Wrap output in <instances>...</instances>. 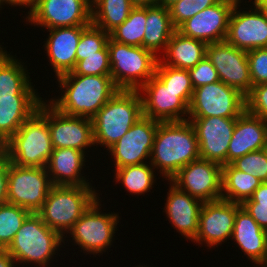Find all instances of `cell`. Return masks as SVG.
Segmentation results:
<instances>
[{"label": "cell", "mask_w": 267, "mask_h": 267, "mask_svg": "<svg viewBox=\"0 0 267 267\" xmlns=\"http://www.w3.org/2000/svg\"><path fill=\"white\" fill-rule=\"evenodd\" d=\"M56 80L61 92L48 101L60 112L71 116L91 119L119 90L110 75L87 76L69 72Z\"/></svg>", "instance_id": "1"}, {"label": "cell", "mask_w": 267, "mask_h": 267, "mask_svg": "<svg viewBox=\"0 0 267 267\" xmlns=\"http://www.w3.org/2000/svg\"><path fill=\"white\" fill-rule=\"evenodd\" d=\"M200 158L196 131L189 120L159 122L150 155V164L162 181ZM165 179V180H164Z\"/></svg>", "instance_id": "2"}, {"label": "cell", "mask_w": 267, "mask_h": 267, "mask_svg": "<svg viewBox=\"0 0 267 267\" xmlns=\"http://www.w3.org/2000/svg\"><path fill=\"white\" fill-rule=\"evenodd\" d=\"M63 239L37 213H31L6 250L14 258L17 267H50V263L62 251Z\"/></svg>", "instance_id": "3"}, {"label": "cell", "mask_w": 267, "mask_h": 267, "mask_svg": "<svg viewBox=\"0 0 267 267\" xmlns=\"http://www.w3.org/2000/svg\"><path fill=\"white\" fill-rule=\"evenodd\" d=\"M142 116L138 90H118L91 118L95 146L108 150Z\"/></svg>", "instance_id": "4"}, {"label": "cell", "mask_w": 267, "mask_h": 267, "mask_svg": "<svg viewBox=\"0 0 267 267\" xmlns=\"http://www.w3.org/2000/svg\"><path fill=\"white\" fill-rule=\"evenodd\" d=\"M95 186L53 185L37 214L46 225L64 237L100 197L101 192Z\"/></svg>", "instance_id": "5"}, {"label": "cell", "mask_w": 267, "mask_h": 267, "mask_svg": "<svg viewBox=\"0 0 267 267\" xmlns=\"http://www.w3.org/2000/svg\"><path fill=\"white\" fill-rule=\"evenodd\" d=\"M101 197H99L85 213L74 223L73 227L63 237V248L69 242L78 246V251L86 255L101 256L112 247L115 233L118 230L120 216L118 212H103ZM67 238V239H66ZM69 238V239H68ZM71 238V239H70ZM69 240V242H68ZM66 241V244H65ZM74 244V245H73Z\"/></svg>", "instance_id": "6"}, {"label": "cell", "mask_w": 267, "mask_h": 267, "mask_svg": "<svg viewBox=\"0 0 267 267\" xmlns=\"http://www.w3.org/2000/svg\"><path fill=\"white\" fill-rule=\"evenodd\" d=\"M0 151L15 165L46 167L53 152L47 119L37 110Z\"/></svg>", "instance_id": "7"}, {"label": "cell", "mask_w": 267, "mask_h": 267, "mask_svg": "<svg viewBox=\"0 0 267 267\" xmlns=\"http://www.w3.org/2000/svg\"><path fill=\"white\" fill-rule=\"evenodd\" d=\"M110 76L119 90H139L151 77L159 57L142 46L121 44L109 38Z\"/></svg>", "instance_id": "8"}, {"label": "cell", "mask_w": 267, "mask_h": 267, "mask_svg": "<svg viewBox=\"0 0 267 267\" xmlns=\"http://www.w3.org/2000/svg\"><path fill=\"white\" fill-rule=\"evenodd\" d=\"M52 186L46 167H23L8 160L7 203L37 213Z\"/></svg>", "instance_id": "9"}, {"label": "cell", "mask_w": 267, "mask_h": 267, "mask_svg": "<svg viewBox=\"0 0 267 267\" xmlns=\"http://www.w3.org/2000/svg\"><path fill=\"white\" fill-rule=\"evenodd\" d=\"M38 111L48 121L53 148H73L83 151L87 156L91 152L88 151L91 147L96 150L90 118L64 114L46 98Z\"/></svg>", "instance_id": "10"}, {"label": "cell", "mask_w": 267, "mask_h": 267, "mask_svg": "<svg viewBox=\"0 0 267 267\" xmlns=\"http://www.w3.org/2000/svg\"><path fill=\"white\" fill-rule=\"evenodd\" d=\"M245 110V95L218 81L194 89L188 117L237 118Z\"/></svg>", "instance_id": "11"}, {"label": "cell", "mask_w": 267, "mask_h": 267, "mask_svg": "<svg viewBox=\"0 0 267 267\" xmlns=\"http://www.w3.org/2000/svg\"><path fill=\"white\" fill-rule=\"evenodd\" d=\"M91 14L92 5L87 0H37L33 11L23 18L26 25L42 27L45 32L57 27L88 26Z\"/></svg>", "instance_id": "12"}, {"label": "cell", "mask_w": 267, "mask_h": 267, "mask_svg": "<svg viewBox=\"0 0 267 267\" xmlns=\"http://www.w3.org/2000/svg\"><path fill=\"white\" fill-rule=\"evenodd\" d=\"M159 121L140 117L132 127L107 151L111 155L114 169L128 165L150 162L155 133Z\"/></svg>", "instance_id": "13"}, {"label": "cell", "mask_w": 267, "mask_h": 267, "mask_svg": "<svg viewBox=\"0 0 267 267\" xmlns=\"http://www.w3.org/2000/svg\"><path fill=\"white\" fill-rule=\"evenodd\" d=\"M170 181L202 202L221 199L222 165L198 158L180 169Z\"/></svg>", "instance_id": "14"}, {"label": "cell", "mask_w": 267, "mask_h": 267, "mask_svg": "<svg viewBox=\"0 0 267 267\" xmlns=\"http://www.w3.org/2000/svg\"><path fill=\"white\" fill-rule=\"evenodd\" d=\"M241 204L219 199L203 202L199 213L198 233L192 241L210 250L231 240L235 217Z\"/></svg>", "instance_id": "15"}, {"label": "cell", "mask_w": 267, "mask_h": 267, "mask_svg": "<svg viewBox=\"0 0 267 267\" xmlns=\"http://www.w3.org/2000/svg\"><path fill=\"white\" fill-rule=\"evenodd\" d=\"M206 57L217 70L219 80L247 95L252 89L247 51L226 40L207 44Z\"/></svg>", "instance_id": "16"}, {"label": "cell", "mask_w": 267, "mask_h": 267, "mask_svg": "<svg viewBox=\"0 0 267 267\" xmlns=\"http://www.w3.org/2000/svg\"><path fill=\"white\" fill-rule=\"evenodd\" d=\"M138 92L142 100L143 116L159 122L188 119L189 104L180 97V93L167 87L156 75L151 77Z\"/></svg>", "instance_id": "17"}, {"label": "cell", "mask_w": 267, "mask_h": 267, "mask_svg": "<svg viewBox=\"0 0 267 267\" xmlns=\"http://www.w3.org/2000/svg\"><path fill=\"white\" fill-rule=\"evenodd\" d=\"M241 6L235 5L232 9L226 41L244 51L267 47V17L264 12L257 4H249V9L243 4L244 10Z\"/></svg>", "instance_id": "18"}, {"label": "cell", "mask_w": 267, "mask_h": 267, "mask_svg": "<svg viewBox=\"0 0 267 267\" xmlns=\"http://www.w3.org/2000/svg\"><path fill=\"white\" fill-rule=\"evenodd\" d=\"M237 118L188 117L197 135L200 158L227 165V151Z\"/></svg>", "instance_id": "19"}, {"label": "cell", "mask_w": 267, "mask_h": 267, "mask_svg": "<svg viewBox=\"0 0 267 267\" xmlns=\"http://www.w3.org/2000/svg\"><path fill=\"white\" fill-rule=\"evenodd\" d=\"M234 6L231 2L219 0L216 4L186 20L176 30L184 36L206 44L225 41L229 18Z\"/></svg>", "instance_id": "20"}, {"label": "cell", "mask_w": 267, "mask_h": 267, "mask_svg": "<svg viewBox=\"0 0 267 267\" xmlns=\"http://www.w3.org/2000/svg\"><path fill=\"white\" fill-rule=\"evenodd\" d=\"M169 182V183H168ZM164 208L166 221L187 241H193L198 233L199 213L203 202L180 190L170 180Z\"/></svg>", "instance_id": "21"}, {"label": "cell", "mask_w": 267, "mask_h": 267, "mask_svg": "<svg viewBox=\"0 0 267 267\" xmlns=\"http://www.w3.org/2000/svg\"><path fill=\"white\" fill-rule=\"evenodd\" d=\"M87 26L57 27L47 29L48 38L43 42L49 65L55 78L72 72L76 66V51L82 31Z\"/></svg>", "instance_id": "22"}, {"label": "cell", "mask_w": 267, "mask_h": 267, "mask_svg": "<svg viewBox=\"0 0 267 267\" xmlns=\"http://www.w3.org/2000/svg\"><path fill=\"white\" fill-rule=\"evenodd\" d=\"M86 154L73 148H53V152L46 165V170L53 185L92 186L84 174L89 168ZM86 162H88L86 164ZM86 168V169H85ZM86 177H85V176Z\"/></svg>", "instance_id": "23"}, {"label": "cell", "mask_w": 267, "mask_h": 267, "mask_svg": "<svg viewBox=\"0 0 267 267\" xmlns=\"http://www.w3.org/2000/svg\"><path fill=\"white\" fill-rule=\"evenodd\" d=\"M231 240L254 267L267 266V231L242 206L236 212Z\"/></svg>", "instance_id": "24"}, {"label": "cell", "mask_w": 267, "mask_h": 267, "mask_svg": "<svg viewBox=\"0 0 267 267\" xmlns=\"http://www.w3.org/2000/svg\"><path fill=\"white\" fill-rule=\"evenodd\" d=\"M267 147V120L256 117L246 110L237 117L227 151V164L237 158Z\"/></svg>", "instance_id": "25"}, {"label": "cell", "mask_w": 267, "mask_h": 267, "mask_svg": "<svg viewBox=\"0 0 267 267\" xmlns=\"http://www.w3.org/2000/svg\"><path fill=\"white\" fill-rule=\"evenodd\" d=\"M0 47V97L40 96L34 88L26 62Z\"/></svg>", "instance_id": "26"}, {"label": "cell", "mask_w": 267, "mask_h": 267, "mask_svg": "<svg viewBox=\"0 0 267 267\" xmlns=\"http://www.w3.org/2000/svg\"><path fill=\"white\" fill-rule=\"evenodd\" d=\"M43 101L41 96L0 97V147L38 110Z\"/></svg>", "instance_id": "27"}, {"label": "cell", "mask_w": 267, "mask_h": 267, "mask_svg": "<svg viewBox=\"0 0 267 267\" xmlns=\"http://www.w3.org/2000/svg\"><path fill=\"white\" fill-rule=\"evenodd\" d=\"M206 46L205 42L184 36L176 30L159 61L170 67L190 69L206 57Z\"/></svg>", "instance_id": "28"}, {"label": "cell", "mask_w": 267, "mask_h": 267, "mask_svg": "<svg viewBox=\"0 0 267 267\" xmlns=\"http://www.w3.org/2000/svg\"><path fill=\"white\" fill-rule=\"evenodd\" d=\"M143 38V48L159 57L166 49L167 43L176 31L170 12L161 5L147 6V22Z\"/></svg>", "instance_id": "29"}, {"label": "cell", "mask_w": 267, "mask_h": 267, "mask_svg": "<svg viewBox=\"0 0 267 267\" xmlns=\"http://www.w3.org/2000/svg\"><path fill=\"white\" fill-rule=\"evenodd\" d=\"M261 184V180L236 169L232 164L222 165L221 199L242 204L252 197Z\"/></svg>", "instance_id": "30"}, {"label": "cell", "mask_w": 267, "mask_h": 267, "mask_svg": "<svg viewBox=\"0 0 267 267\" xmlns=\"http://www.w3.org/2000/svg\"><path fill=\"white\" fill-rule=\"evenodd\" d=\"M112 172L115 174L113 182L115 181L116 185L120 184L122 188L124 187V190L130 193L131 196L136 195L138 197L139 195L143 196L145 193H150L157 181V176L155 175L157 171L150 162L124 166L113 169Z\"/></svg>", "instance_id": "31"}, {"label": "cell", "mask_w": 267, "mask_h": 267, "mask_svg": "<svg viewBox=\"0 0 267 267\" xmlns=\"http://www.w3.org/2000/svg\"><path fill=\"white\" fill-rule=\"evenodd\" d=\"M134 7L130 0H96L92 4L91 23L110 34L128 18Z\"/></svg>", "instance_id": "32"}, {"label": "cell", "mask_w": 267, "mask_h": 267, "mask_svg": "<svg viewBox=\"0 0 267 267\" xmlns=\"http://www.w3.org/2000/svg\"><path fill=\"white\" fill-rule=\"evenodd\" d=\"M147 22V6L134 7L128 18L110 33V38L118 43L142 46Z\"/></svg>", "instance_id": "33"}, {"label": "cell", "mask_w": 267, "mask_h": 267, "mask_svg": "<svg viewBox=\"0 0 267 267\" xmlns=\"http://www.w3.org/2000/svg\"><path fill=\"white\" fill-rule=\"evenodd\" d=\"M31 212L13 204L0 205V249H7Z\"/></svg>", "instance_id": "34"}, {"label": "cell", "mask_w": 267, "mask_h": 267, "mask_svg": "<svg viewBox=\"0 0 267 267\" xmlns=\"http://www.w3.org/2000/svg\"><path fill=\"white\" fill-rule=\"evenodd\" d=\"M155 75L170 89L180 93L189 105L192 100L194 88L188 69H178L162 64L159 60L156 65Z\"/></svg>", "instance_id": "35"}, {"label": "cell", "mask_w": 267, "mask_h": 267, "mask_svg": "<svg viewBox=\"0 0 267 267\" xmlns=\"http://www.w3.org/2000/svg\"><path fill=\"white\" fill-rule=\"evenodd\" d=\"M110 34L92 23L81 34L76 51V63L84 59V56L109 55L107 43Z\"/></svg>", "instance_id": "36"}, {"label": "cell", "mask_w": 267, "mask_h": 267, "mask_svg": "<svg viewBox=\"0 0 267 267\" xmlns=\"http://www.w3.org/2000/svg\"><path fill=\"white\" fill-rule=\"evenodd\" d=\"M236 169L267 182V147L249 152L231 163Z\"/></svg>", "instance_id": "37"}, {"label": "cell", "mask_w": 267, "mask_h": 267, "mask_svg": "<svg viewBox=\"0 0 267 267\" xmlns=\"http://www.w3.org/2000/svg\"><path fill=\"white\" fill-rule=\"evenodd\" d=\"M219 0H179L168 7L174 27L177 29L186 20L216 4Z\"/></svg>", "instance_id": "38"}, {"label": "cell", "mask_w": 267, "mask_h": 267, "mask_svg": "<svg viewBox=\"0 0 267 267\" xmlns=\"http://www.w3.org/2000/svg\"><path fill=\"white\" fill-rule=\"evenodd\" d=\"M241 206L263 230L267 231V182H262L252 197L245 200Z\"/></svg>", "instance_id": "39"}, {"label": "cell", "mask_w": 267, "mask_h": 267, "mask_svg": "<svg viewBox=\"0 0 267 267\" xmlns=\"http://www.w3.org/2000/svg\"><path fill=\"white\" fill-rule=\"evenodd\" d=\"M75 75H110L111 67L109 55H91L84 56L83 60L76 63L74 70Z\"/></svg>", "instance_id": "40"}, {"label": "cell", "mask_w": 267, "mask_h": 267, "mask_svg": "<svg viewBox=\"0 0 267 267\" xmlns=\"http://www.w3.org/2000/svg\"><path fill=\"white\" fill-rule=\"evenodd\" d=\"M252 87L267 83V47L247 51Z\"/></svg>", "instance_id": "41"}, {"label": "cell", "mask_w": 267, "mask_h": 267, "mask_svg": "<svg viewBox=\"0 0 267 267\" xmlns=\"http://www.w3.org/2000/svg\"><path fill=\"white\" fill-rule=\"evenodd\" d=\"M245 99L248 113L267 120V83L253 86Z\"/></svg>", "instance_id": "42"}, {"label": "cell", "mask_w": 267, "mask_h": 267, "mask_svg": "<svg viewBox=\"0 0 267 267\" xmlns=\"http://www.w3.org/2000/svg\"><path fill=\"white\" fill-rule=\"evenodd\" d=\"M188 71L194 89L220 81L217 70L207 57H204L195 67L188 69Z\"/></svg>", "instance_id": "43"}, {"label": "cell", "mask_w": 267, "mask_h": 267, "mask_svg": "<svg viewBox=\"0 0 267 267\" xmlns=\"http://www.w3.org/2000/svg\"><path fill=\"white\" fill-rule=\"evenodd\" d=\"M8 158L0 151V205L7 203Z\"/></svg>", "instance_id": "44"}, {"label": "cell", "mask_w": 267, "mask_h": 267, "mask_svg": "<svg viewBox=\"0 0 267 267\" xmlns=\"http://www.w3.org/2000/svg\"><path fill=\"white\" fill-rule=\"evenodd\" d=\"M3 4L5 6V4L9 7H20V8H27L29 10H27L28 12H26L25 16L27 17L35 8L37 0H2Z\"/></svg>", "instance_id": "45"}, {"label": "cell", "mask_w": 267, "mask_h": 267, "mask_svg": "<svg viewBox=\"0 0 267 267\" xmlns=\"http://www.w3.org/2000/svg\"><path fill=\"white\" fill-rule=\"evenodd\" d=\"M0 267H17L14 258L6 249H0Z\"/></svg>", "instance_id": "46"}, {"label": "cell", "mask_w": 267, "mask_h": 267, "mask_svg": "<svg viewBox=\"0 0 267 267\" xmlns=\"http://www.w3.org/2000/svg\"><path fill=\"white\" fill-rule=\"evenodd\" d=\"M135 7L158 5V0H130Z\"/></svg>", "instance_id": "47"}, {"label": "cell", "mask_w": 267, "mask_h": 267, "mask_svg": "<svg viewBox=\"0 0 267 267\" xmlns=\"http://www.w3.org/2000/svg\"><path fill=\"white\" fill-rule=\"evenodd\" d=\"M257 5L260 9L264 12L265 16L267 17V0H258Z\"/></svg>", "instance_id": "48"}, {"label": "cell", "mask_w": 267, "mask_h": 267, "mask_svg": "<svg viewBox=\"0 0 267 267\" xmlns=\"http://www.w3.org/2000/svg\"><path fill=\"white\" fill-rule=\"evenodd\" d=\"M226 1H228V2H231V3H233L234 5H241V3L244 1V0H226ZM257 2H258V0H253L252 2L250 1H248V3H250L251 5H253V4H257ZM242 4H244V5H247L248 6V4H247V0L245 1V3H242Z\"/></svg>", "instance_id": "49"}, {"label": "cell", "mask_w": 267, "mask_h": 267, "mask_svg": "<svg viewBox=\"0 0 267 267\" xmlns=\"http://www.w3.org/2000/svg\"><path fill=\"white\" fill-rule=\"evenodd\" d=\"M176 1H179V0H158V5L168 8L170 5H172Z\"/></svg>", "instance_id": "50"}, {"label": "cell", "mask_w": 267, "mask_h": 267, "mask_svg": "<svg viewBox=\"0 0 267 267\" xmlns=\"http://www.w3.org/2000/svg\"><path fill=\"white\" fill-rule=\"evenodd\" d=\"M3 6H4L3 1L0 0V11H1L2 8H5V7H3Z\"/></svg>", "instance_id": "51"}, {"label": "cell", "mask_w": 267, "mask_h": 267, "mask_svg": "<svg viewBox=\"0 0 267 267\" xmlns=\"http://www.w3.org/2000/svg\"><path fill=\"white\" fill-rule=\"evenodd\" d=\"M91 5L96 1V0H87Z\"/></svg>", "instance_id": "52"}, {"label": "cell", "mask_w": 267, "mask_h": 267, "mask_svg": "<svg viewBox=\"0 0 267 267\" xmlns=\"http://www.w3.org/2000/svg\"><path fill=\"white\" fill-rule=\"evenodd\" d=\"M135 267H147V265L142 266V265L140 264V265H137V266H135Z\"/></svg>", "instance_id": "53"}]
</instances>
